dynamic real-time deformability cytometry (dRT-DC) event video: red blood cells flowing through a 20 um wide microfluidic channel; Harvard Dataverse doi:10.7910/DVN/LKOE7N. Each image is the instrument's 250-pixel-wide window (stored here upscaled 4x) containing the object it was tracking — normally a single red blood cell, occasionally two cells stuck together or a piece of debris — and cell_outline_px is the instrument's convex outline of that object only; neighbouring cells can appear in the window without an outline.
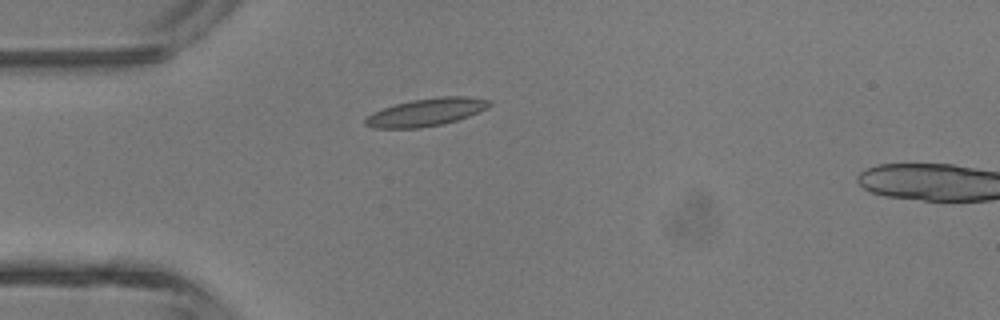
{"species": "common noctule bat (a hibernating species)", "species_latin": "Nyctalus noctula", "temperature_condition": "room temperature", "stored_images_in_passage": 5, "camera_frame_rate_fps": 3000, "um_per_image_px": 0.085, "animal": {"sex": "male", "body_mass_g": 13.3}, "frame": {"image": 1, "passage_image": 4, "time_ms": 3.667, "image_size_px": [1000, 320], "cell_outline_px": [[492, 104], [488, 108], [468, 116], [456, 120], [440, 124], [420, 128], [372, 128], [364, 124], [364, 120], [372, 112], [396, 104], [412, 100], [440, 96], [464, 96], [492, 100]], "centroid_in_image_um": [36.24, 9.53], "position_along_channel_um": 48.8, "area_um2": 19.94}}